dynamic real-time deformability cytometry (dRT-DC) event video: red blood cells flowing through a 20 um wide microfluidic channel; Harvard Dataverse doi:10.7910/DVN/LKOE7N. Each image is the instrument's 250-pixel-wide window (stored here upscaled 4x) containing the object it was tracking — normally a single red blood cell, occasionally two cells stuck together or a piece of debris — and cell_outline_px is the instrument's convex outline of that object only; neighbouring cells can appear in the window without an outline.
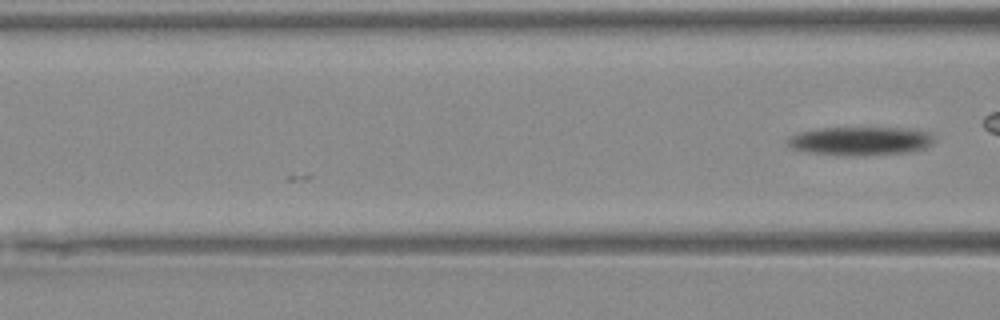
{"species": "Egyptian fruit bat (a non-hibernating species)", "species_latin": "Rousettus aegyptiacus", "temperature_condition": "warm", "stored_images_in_passage": 5, "camera_frame_rate_fps": 3000, "um_per_image_px": 0.085, "animal": {"sex": "female"}, "frame": {"image": 1, "passage_image": 5, "time_ms": 1.333, "image_size_px": [1000, 320], "cell_outline_px": [[936, 136], [924, 148], [908, 152], [852, 156], [844, 156], [808, 152], [792, 148], [788, 144], [788, 136], [800, 132], [820, 128], [900, 128], [928, 132]], "centroid_in_image_um": [73.08, 11.98], "position_along_channel_um": 93.5, "area_um2": 24.16}}